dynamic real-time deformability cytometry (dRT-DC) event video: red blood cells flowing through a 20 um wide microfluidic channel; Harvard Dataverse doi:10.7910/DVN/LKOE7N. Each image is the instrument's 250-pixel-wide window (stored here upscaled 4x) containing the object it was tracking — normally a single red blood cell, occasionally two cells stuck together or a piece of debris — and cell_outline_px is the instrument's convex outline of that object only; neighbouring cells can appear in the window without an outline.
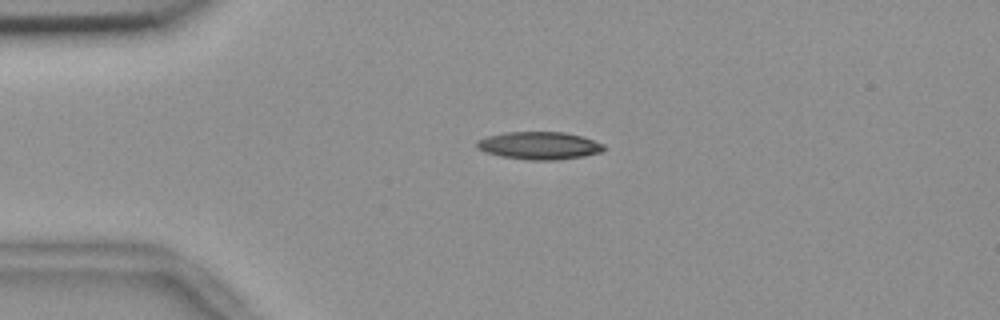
{"species": "common noctule bat (a hibernating species)", "species_latin": "Nyctalus noctula", "temperature_condition": "room temperature", "stored_images_in_passage": 44, "camera_frame_rate_fps": 3000, "um_per_image_px": 0.085, "animal": {"sex": "female", "body_mass_g": 18.4}, "frame": {"image": 1, "passage_image": 2, "time_ms": 0.333, "image_size_px": [1000, 320], "cell_outline_px": [[604, 152], [584, 156], [556, 160], [532, 160], [500, 156], [484, 152], [476, 148], [476, 140], [488, 136], [504, 132], [564, 132], [584, 136], [604, 144]], "centroid_in_image_um": [45.85, 12.37], "position_along_channel_um": 39.2, "area_um2": 20.69}}
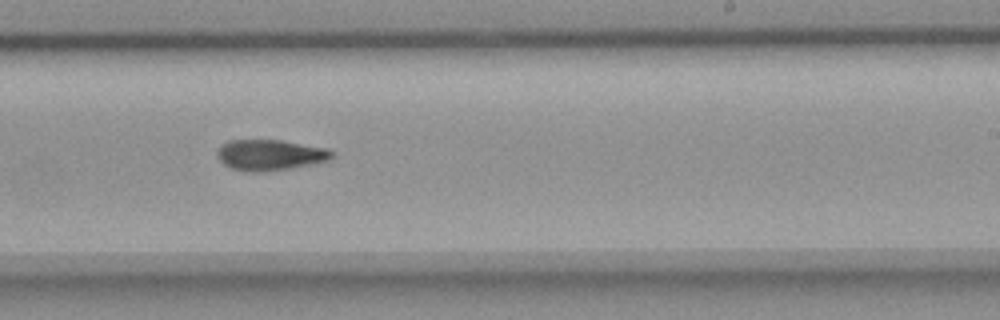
{"frame": {"image": 2, "passage_image": 23, "time_ms": 7.333, "image_size_px": [1000, 320], "cell_outline_px": [[336, 156], [332, 160], [312, 164], [264, 172], [252, 172], [232, 168], [224, 164], [216, 156], [216, 152], [220, 144], [228, 140], [280, 140], [328, 148], [336, 152]], "centroid_in_image_um": [22.99, 13.16], "position_along_channel_um": 266.0, "area_um2": 20.87}}
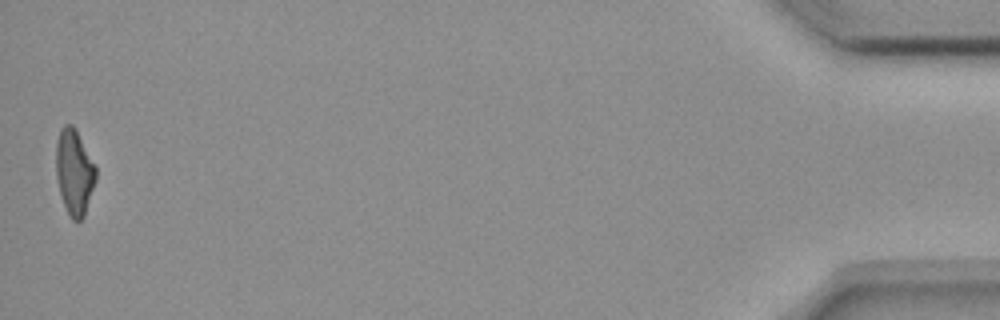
{"frame": {"image": 3, "passage_image": 44, "time_ms": 14.333, "image_size_px": [1000, 320], "cell_outline_px": [[96, 180], [84, 216], [80, 220], [72, 220], [64, 204], [60, 192], [56, 176], [56, 140], [60, 128], [64, 124], [72, 124], [76, 128], [96, 168]], "centroid_in_image_um": [6.3, 14.58], "position_along_channel_um": 428.9, "area_um2": 19.77}, "authors_computed_cell_mechanics": {"area_um2": 20.3745, "velocity_mm_per_s": 3.6679, "shape_relaxation_time_tau1_ms": 11.3354, "shape_relaxation_time_tau2_ms": 8.4197, "deformation_change_tau1": 0.2386, "deformation_change_tau2": 0.1961}}